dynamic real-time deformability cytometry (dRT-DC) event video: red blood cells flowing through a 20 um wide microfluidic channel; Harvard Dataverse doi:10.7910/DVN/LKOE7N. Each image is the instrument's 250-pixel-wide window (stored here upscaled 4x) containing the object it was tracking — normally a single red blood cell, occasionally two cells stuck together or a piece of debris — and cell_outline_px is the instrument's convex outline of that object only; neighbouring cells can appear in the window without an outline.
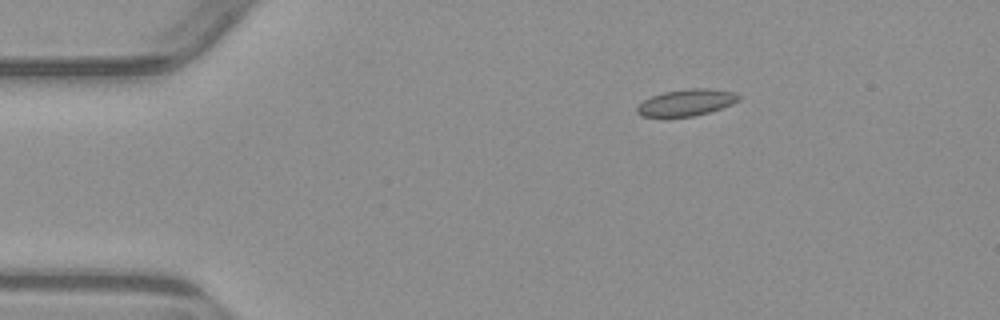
{"species": "common noctule bat (a hibernating species)", "species_latin": "Nyctalus noctula", "temperature_condition": "warm", "stored_images_in_passage": 4, "camera_frame_rate_fps": 3000, "um_per_image_px": 0.085, "animal": {"sex": "male", "body_mass_g": 23.1, "forearm_length_mm": 52.7}, "frame": {"image": 1, "passage_image": 2, "time_ms": 2.0, "image_size_px": [1000, 320], "cell_outline_px": [[740, 100], [732, 104], [708, 112], [692, 116], [640, 116], [636, 112], [636, 108], [644, 100], [652, 96], [664, 92], [688, 88], [708, 88], [736, 92], [740, 96]], "centroid_in_image_um": [58.36, 8.7], "position_along_channel_um": 26.6, "area_um2": 15.61}}
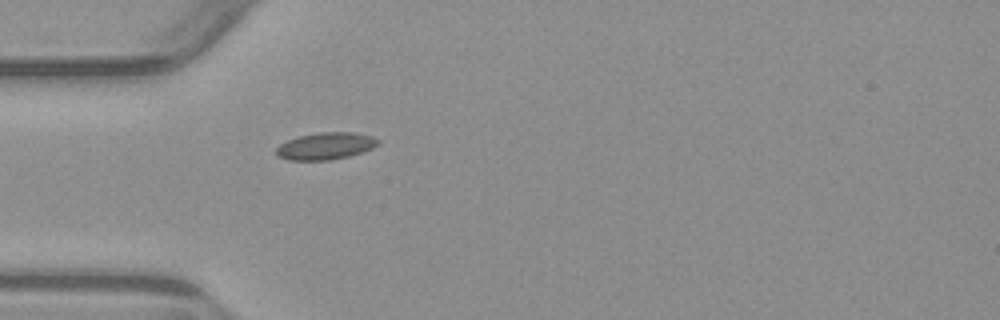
{"frame": {"image": 2, "passage_image": 4, "time_ms": 4.333, "image_size_px": [1000, 320], "cell_outline_px": [[380, 144], [372, 148], [348, 156], [328, 160], [288, 160], [276, 156], [276, 148], [280, 144], [288, 140], [300, 136], [320, 132], [356, 132], [372, 136], [380, 140]], "centroid_in_image_um": [27.68, 12.41], "position_along_channel_um": 57.3, "area_um2": 16.01}}